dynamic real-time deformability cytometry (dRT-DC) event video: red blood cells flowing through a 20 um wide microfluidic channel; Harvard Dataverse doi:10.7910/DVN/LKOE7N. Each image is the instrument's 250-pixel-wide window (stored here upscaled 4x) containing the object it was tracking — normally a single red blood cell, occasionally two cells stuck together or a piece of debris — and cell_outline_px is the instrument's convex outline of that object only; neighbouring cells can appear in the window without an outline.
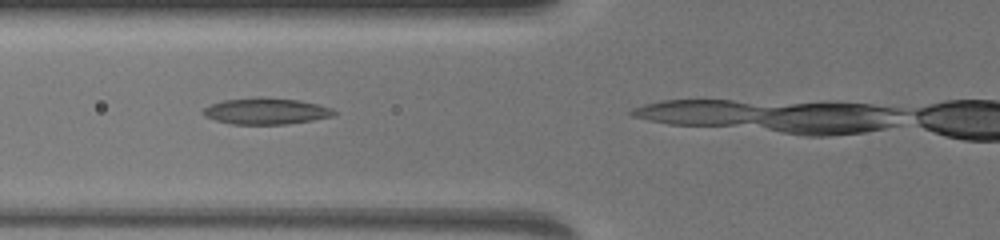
{"species": "common noctule bat (a hibernating species)", "species_latin": "Nyctalus noctula", "temperature_condition": "warm", "stored_images_in_passage": 9, "camera_frame_rate_fps": 3000, "um_per_image_px": 0.085, "animal": {"sex": "female", "body_mass_g": 19.5, "forearm_length_mm": 54.1}, "frame": {"image": 1, "passage_image": 6, "time_ms": 1.667, "image_size_px": [1000, 240], "cell_outline_px": [[336, 112], [332, 116], [312, 120], [288, 124], [232, 124], [216, 120], [204, 116], [200, 112], [204, 108], [212, 104], [224, 100], [256, 96], [260, 96], [300, 100], [332, 108]], "centroid_in_image_um": [22.58, 9.43], "position_along_channel_um": 103.2, "area_um2": 20.17}}